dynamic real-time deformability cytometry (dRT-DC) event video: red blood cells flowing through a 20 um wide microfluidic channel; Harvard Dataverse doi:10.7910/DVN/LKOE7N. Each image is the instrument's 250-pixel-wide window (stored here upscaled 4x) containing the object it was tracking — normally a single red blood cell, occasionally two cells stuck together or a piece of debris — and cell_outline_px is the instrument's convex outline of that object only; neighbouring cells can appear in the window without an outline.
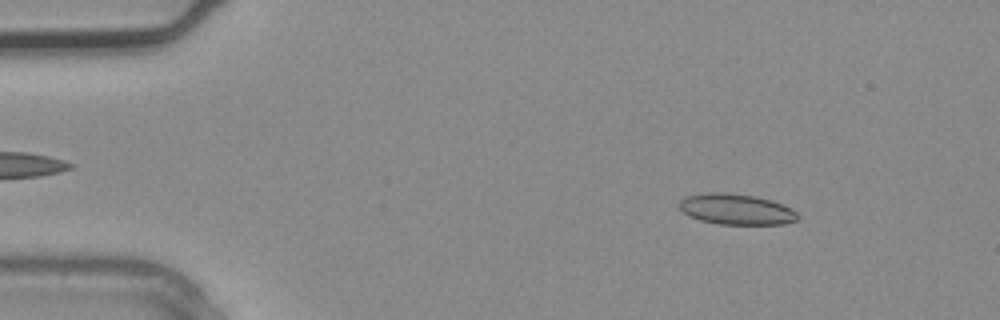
{"species": "common noctule bat (a hibernating species)", "species_latin": "Nyctalus noctula", "temperature_condition": "warm", "stored_images_in_passage": 3, "camera_frame_rate_fps": 3000, "um_per_image_px": 0.085, "animal": {"sex": "male", "body_mass_g": 20.4}, "frame": {"image": 1, "passage_image": 1, "time_ms": 0.0, "image_size_px": [1000, 320], "cell_outline_px": [[800, 220], [784, 224], [720, 224], [700, 220], [688, 216], [676, 204], [684, 196], [704, 192], [728, 192], [756, 196], [772, 200], [792, 208], [800, 216]], "centroid_in_image_um": [62.58, 17.77], "position_along_channel_um": 22.4, "area_um2": 21.68}}
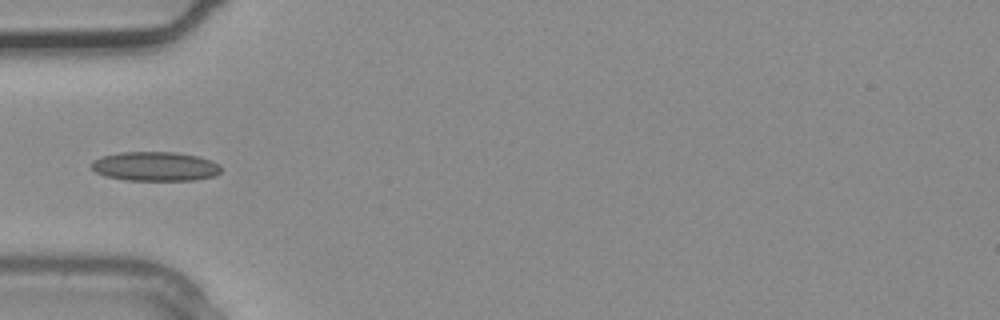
{"frame": {"image": 2, "passage_image": 3, "time_ms": 0.667, "image_size_px": [1000, 320], "cell_outline_px": [[220, 172], [216, 176], [196, 180], [124, 180], [104, 176], [96, 172], [92, 168], [92, 160], [100, 156], [120, 152], [176, 152], [200, 156], [212, 160], [220, 164]], "centroid_in_image_um": [13.21, 14.14], "position_along_channel_um": 71.8, "area_um2": 22.43}}